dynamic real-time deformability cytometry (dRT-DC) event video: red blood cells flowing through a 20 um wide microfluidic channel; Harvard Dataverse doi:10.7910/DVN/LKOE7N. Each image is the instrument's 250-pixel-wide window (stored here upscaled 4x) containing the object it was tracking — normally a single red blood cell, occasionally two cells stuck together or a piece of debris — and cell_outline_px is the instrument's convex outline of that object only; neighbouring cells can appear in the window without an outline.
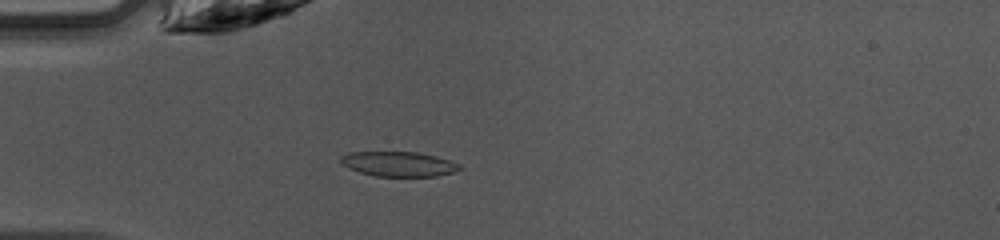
{"species": "common noctule bat (a hibernating species)", "species_latin": "Nyctalus noctula", "temperature_condition": "warm", "stored_images_in_passage": 47, "camera_frame_rate_fps": 3000, "um_per_image_px": 0.085, "animal": {"sex": "female", "body_mass_g": 10.0, "forearm_length_mm": 53.1}, "frame": {"image": 1, "passage_image": 14, "time_ms": 4.333, "image_size_px": [1000, 240], "cell_outline_px": [[464, 168], [452, 172], [436, 176], [376, 176], [360, 172], [348, 168], [340, 164], [340, 156], [348, 152], [416, 152], [436, 156], [460, 164]], "centroid_in_image_um": [33.85, 13.93], "position_along_channel_um": 51.1, "area_um2": 17.22}}
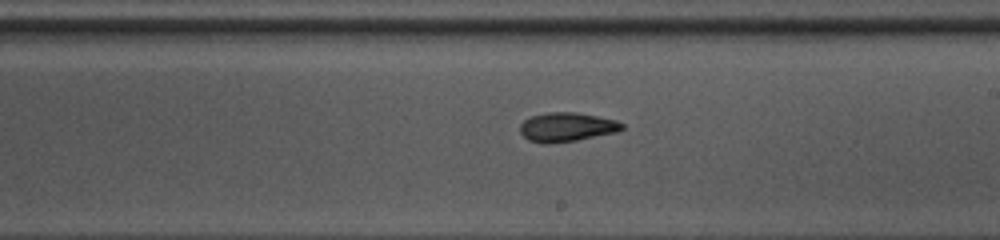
{"frame": {"image": 2, "passage_image": 28, "time_ms": 9.0, "image_size_px": [1000, 240], "cell_outline_px": [[624, 128], [616, 132], [576, 140], [548, 144], [544, 144], [528, 140], [520, 132], [520, 124], [524, 120], [532, 116], [548, 112], [576, 112], [616, 120], [624, 124]], "centroid_in_image_um": [48.16, 10.8], "position_along_channel_um": 240.8, "area_um2": 17.22}}
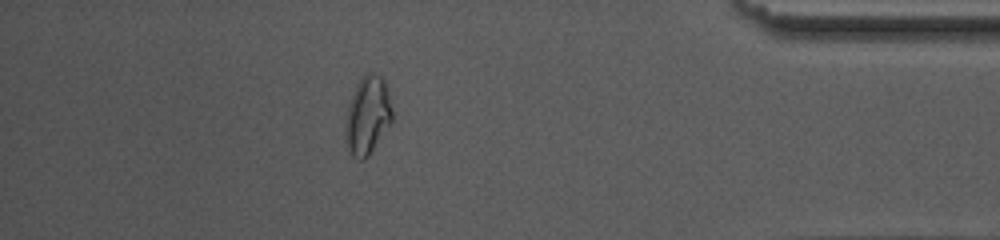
{"frame": {"image": 3, "passage_image": 42, "time_ms": 13.667, "image_size_px": [1000, 240], "cell_outline_px": [[392, 120], [368, 156], [364, 160], [360, 160], [352, 156], [348, 148], [344, 124], [348, 104], [356, 84], [360, 76], [364, 72], [372, 72], [380, 76], [384, 80], [392, 112]], "centroid_in_image_um": [31.21, 9.78], "position_along_channel_um": 404.0, "area_um2": 21.15}, "authors_computed_cell_mechanics": {"area_um2": 17.7446, "velocity_mm_per_s": 4.2563, "shape_relaxation_time_tau1_ms": 6.7591, "shape_relaxation_time_tau2_ms": 2.6039, "deformation_change_tau1": 0.1948, "deformation_change_tau2": 0.0732}}